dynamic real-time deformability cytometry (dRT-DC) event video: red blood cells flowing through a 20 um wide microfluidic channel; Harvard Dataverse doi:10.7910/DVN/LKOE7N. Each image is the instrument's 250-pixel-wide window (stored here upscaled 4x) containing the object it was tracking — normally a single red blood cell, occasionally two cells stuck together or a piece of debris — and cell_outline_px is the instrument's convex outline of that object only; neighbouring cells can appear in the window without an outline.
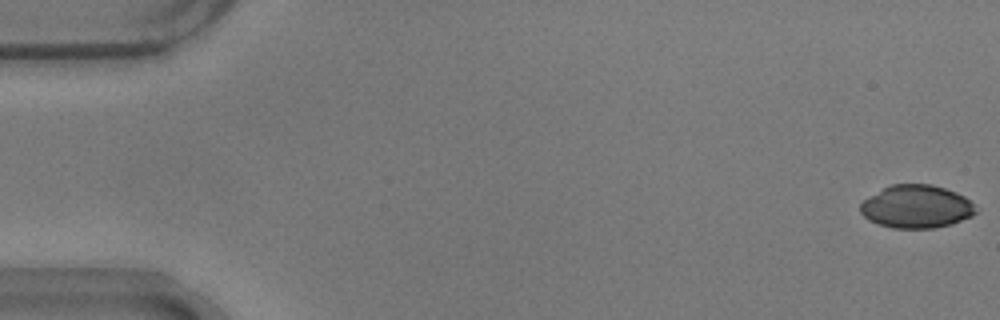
{"species": "common noctule bat (a hibernating species)", "species_latin": "Nyctalus noctula", "temperature_condition": "warm", "stored_images_in_passage": 15, "camera_frame_rate_fps": 3000, "um_per_image_px": 0.085, "animal": {"sex": "male", "body_mass_g": 17.9}, "frame": {"image": 1, "passage_image": 1, "time_ms": 0.0, "image_size_px": [1000, 320], "cell_outline_px": [[980, 208], [972, 216], [952, 224], [932, 228], [892, 228], [868, 220], [860, 212], [860, 204], [864, 200], [884, 188], [892, 184], [932, 184], [956, 192], [964, 196]], "centroid_in_image_um": [77.94, 17.57], "position_along_channel_um": 7.1, "area_um2": 28.96}}